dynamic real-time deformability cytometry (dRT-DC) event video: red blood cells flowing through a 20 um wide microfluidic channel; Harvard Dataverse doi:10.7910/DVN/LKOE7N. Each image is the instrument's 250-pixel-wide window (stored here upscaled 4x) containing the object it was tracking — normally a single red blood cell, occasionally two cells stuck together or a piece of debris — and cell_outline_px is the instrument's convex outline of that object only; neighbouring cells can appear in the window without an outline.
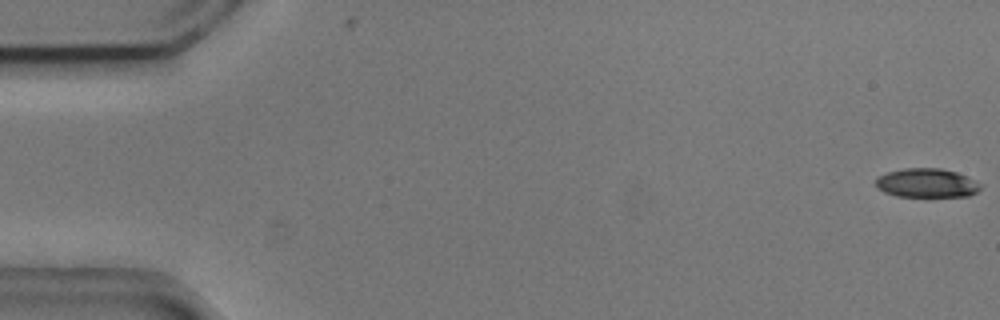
{"species": "common noctule bat (a hibernating species)", "species_latin": "Nyctalus noctula", "temperature_condition": "cold", "stored_images_in_passage": 55, "camera_frame_rate_fps": 3000, "um_per_image_px": 0.085, "animal": {"sex": "male", "body_mass_g": 20.5, "forearm_length_mm": 52.5}, "frame": {"image": 1, "passage_image": 1, "time_ms": 0.0, "image_size_px": [1000, 320], "cell_outline_px": [[980, 188], [976, 192], [968, 196], [896, 196], [884, 192], [876, 188], [876, 180], [880, 176], [888, 172], [904, 168], [940, 168], [956, 172], [980, 184]], "centroid_in_image_um": [78.73, 15.56], "position_along_channel_um": 6.3, "area_um2": 17.4}}
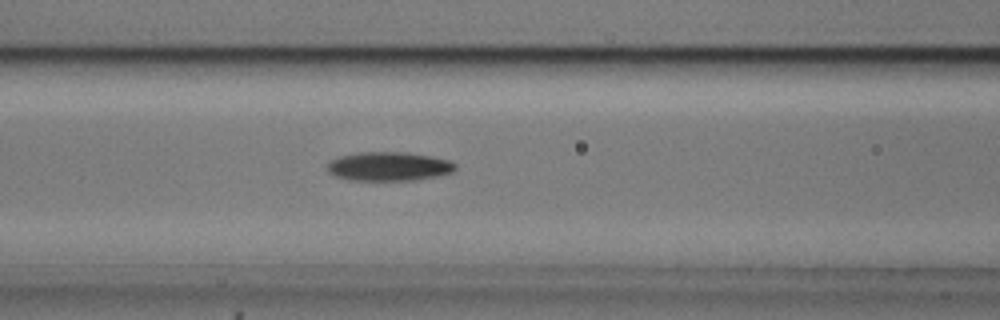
{"frame": {"image": 2, "passage_image": 23, "time_ms": 7.333, "image_size_px": [1000, 320], "cell_outline_px": [[456, 168], [452, 172], [436, 176], [412, 180], [348, 180], [336, 176], [328, 172], [328, 164], [332, 160], [340, 156], [360, 152], [408, 152], [432, 156], [448, 160], [456, 164]], "centroid_in_image_um": [33.06, 14.14], "position_along_channel_um": 133.5, "area_um2": 21.5}}
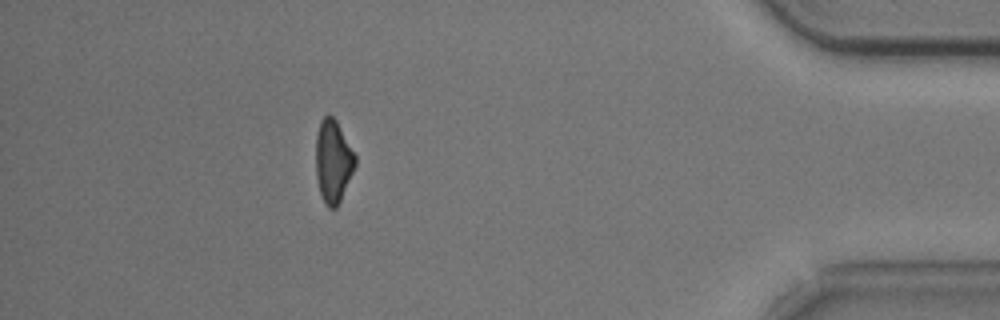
{"frame": {"image": 3, "passage_image": 49, "time_ms": 16.0, "image_size_px": [1000, 320], "cell_outline_px": [[356, 164], [340, 200], [336, 208], [328, 208], [324, 204], [320, 196], [316, 176], [316, 136], [320, 120], [328, 112], [336, 120], [356, 156]], "centroid_in_image_um": [28.29, 13.7], "position_along_channel_um": 406.9, "area_um2": 19.02}, "authors_computed_cell_mechanics": {"area_um2": 19.9988, "velocity_mm_per_s": 3.7288, "shape_relaxation_time_tau1_ms": 2.7344, "shape_relaxation_time_tau2_ms": null, "deformation_change_tau1": 0.1356, "deformation_change_tau2": null}}